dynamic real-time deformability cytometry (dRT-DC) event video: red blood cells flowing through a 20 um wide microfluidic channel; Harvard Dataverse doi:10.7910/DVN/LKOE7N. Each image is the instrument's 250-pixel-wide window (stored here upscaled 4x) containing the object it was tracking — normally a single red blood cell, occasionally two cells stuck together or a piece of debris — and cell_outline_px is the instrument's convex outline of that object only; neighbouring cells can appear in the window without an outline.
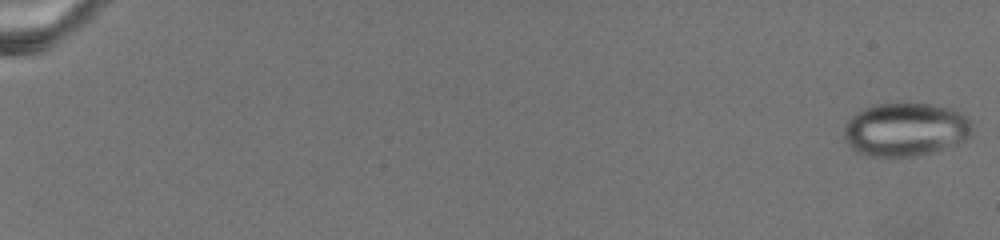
{"species": "common noctule bat (a hibernating species)", "species_latin": "Nyctalus noctula", "temperature_condition": "warm", "stored_images_in_passage": 79, "camera_frame_rate_fps": 3000, "um_per_image_px": 0.085, "animal": {"sex": "female", "body_mass_g": 19.5, "forearm_length_mm": 54.1}, "frame": {"image": 1, "passage_image": 1, "time_ms": 0.0, "image_size_px": [1000, 240], "cell_outline_px": [[972, 136], [960, 144], [932, 152], [916, 156], [884, 160], [868, 156], [856, 152], [844, 140], [844, 124], [856, 112], [864, 108], [876, 104], [896, 100], [932, 104], [952, 108], [960, 112], [972, 120]], "centroid_in_image_um": [76.97, 11.01], "position_along_channel_um": 8.0, "area_um2": 41.91}}
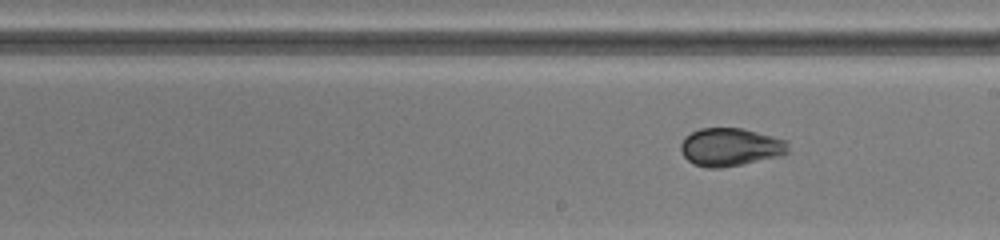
{"frame": {"image": 2, "passage_image": 48, "time_ms": 15.667, "image_size_px": [1000, 240], "cell_outline_px": [[792, 152], [780, 156], [720, 168], [708, 168], [692, 164], [680, 152], [680, 144], [684, 136], [700, 128], [740, 128], [788, 140]], "centroid_in_image_um": [62.09, 12.5], "position_along_channel_um": 226.9, "area_um2": 24.04}}
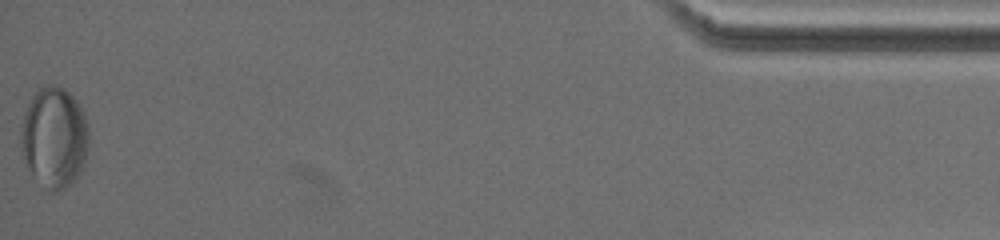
{"frame": {"image": 3, "passage_image": 79, "time_ms": 26.0, "image_size_px": [1000, 240], "cell_outline_px": [[88, 148], [84, 164], [80, 172], [72, 184], [56, 192], [48, 192], [28, 168], [24, 156], [20, 140], [20, 132], [24, 112], [32, 96], [40, 88], [48, 84], [56, 84], [64, 88], [76, 100], [88, 124]], "centroid_in_image_um": [4.62, 11.69], "position_along_channel_um": 430.6, "area_um2": 39.94}}